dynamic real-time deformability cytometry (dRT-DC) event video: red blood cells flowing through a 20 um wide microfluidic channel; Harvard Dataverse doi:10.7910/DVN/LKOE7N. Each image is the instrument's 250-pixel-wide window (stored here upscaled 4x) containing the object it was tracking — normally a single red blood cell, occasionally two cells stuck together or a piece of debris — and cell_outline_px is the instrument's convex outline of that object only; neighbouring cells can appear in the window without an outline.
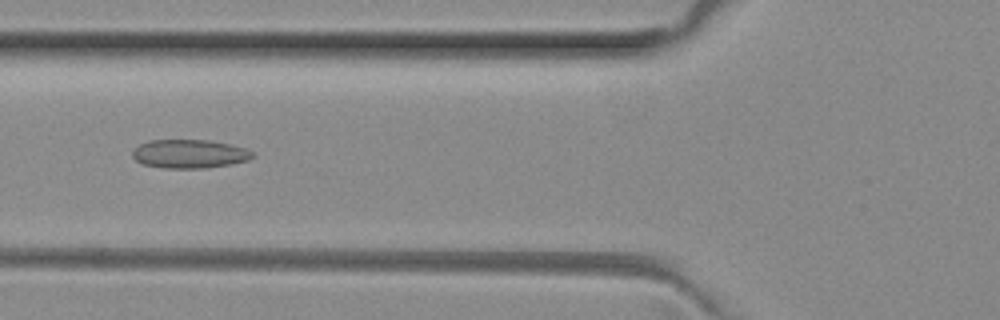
{"species": "common noctule bat (a hibernating species)", "species_latin": "Nyctalus noctula", "temperature_condition": "room temperature", "stored_images_in_passage": 7, "camera_frame_rate_fps": 3000, "um_per_image_px": 0.085, "animal": {"sex": "female", "body_mass_g": 29.2, "forearm_length_mm": 56.3}, "frame": {"image": 1, "passage_image": 7, "time_ms": 2.0, "image_size_px": [1000, 320], "cell_outline_px": [[252, 156], [248, 160], [232, 164], [208, 168], [164, 168], [144, 164], [136, 160], [132, 156], [132, 152], [140, 144], [148, 140], [208, 140], [248, 148], [252, 152]], "centroid_in_image_um": [16.11, 13.08], "position_along_channel_um": 109.7, "area_um2": 20.0}}